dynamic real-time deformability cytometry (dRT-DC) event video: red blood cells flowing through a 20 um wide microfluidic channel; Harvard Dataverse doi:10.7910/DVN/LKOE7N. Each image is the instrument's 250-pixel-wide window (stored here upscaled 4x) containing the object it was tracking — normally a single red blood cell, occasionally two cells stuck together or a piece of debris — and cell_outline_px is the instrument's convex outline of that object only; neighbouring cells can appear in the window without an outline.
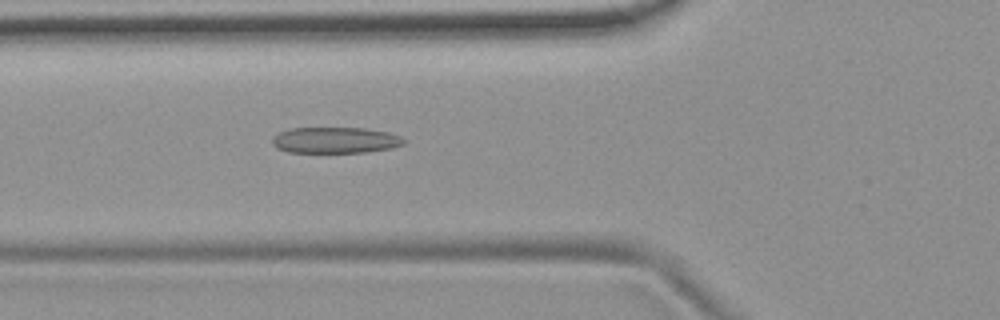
{"species": "common noctule bat (a hibernating species)", "species_latin": "Nyctalus noctula", "temperature_condition": "room temperature", "stored_images_in_passage": 5, "camera_frame_rate_fps": 3000, "um_per_image_px": 0.085, "animal": {"sex": "female", "body_mass_g": 19.9}, "frame": {"image": 1, "passage_image": 5, "time_ms": 5.333, "image_size_px": [1000, 320], "cell_outline_px": [[408, 140], [404, 144], [392, 148], [364, 152], [288, 152], [276, 148], [272, 144], [272, 136], [288, 128], [364, 128], [388, 132], [400, 136]], "centroid_in_image_um": [28.5, 11.91], "position_along_channel_um": 97.3, "area_um2": 20.11}}